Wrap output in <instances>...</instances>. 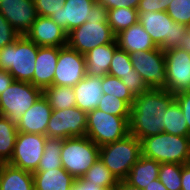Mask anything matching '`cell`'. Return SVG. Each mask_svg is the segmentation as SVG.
I'll return each mask as SVG.
<instances>
[{
  "mask_svg": "<svg viewBox=\"0 0 190 190\" xmlns=\"http://www.w3.org/2000/svg\"><path fill=\"white\" fill-rule=\"evenodd\" d=\"M175 95L163 88H149L131 106L129 132L139 141L164 131L165 111Z\"/></svg>",
  "mask_w": 190,
  "mask_h": 190,
  "instance_id": "6da1fadb",
  "label": "cell"
},
{
  "mask_svg": "<svg viewBox=\"0 0 190 190\" xmlns=\"http://www.w3.org/2000/svg\"><path fill=\"white\" fill-rule=\"evenodd\" d=\"M38 45L21 35L14 43L0 49V69L8 70L16 81L33 85Z\"/></svg>",
  "mask_w": 190,
  "mask_h": 190,
  "instance_id": "7a4b0ae2",
  "label": "cell"
},
{
  "mask_svg": "<svg viewBox=\"0 0 190 190\" xmlns=\"http://www.w3.org/2000/svg\"><path fill=\"white\" fill-rule=\"evenodd\" d=\"M141 155L159 163L188 164L190 136L160 133L140 140Z\"/></svg>",
  "mask_w": 190,
  "mask_h": 190,
  "instance_id": "3957f363",
  "label": "cell"
},
{
  "mask_svg": "<svg viewBox=\"0 0 190 190\" xmlns=\"http://www.w3.org/2000/svg\"><path fill=\"white\" fill-rule=\"evenodd\" d=\"M138 22L164 51L181 47L186 39L187 26L173 21L166 11L138 12Z\"/></svg>",
  "mask_w": 190,
  "mask_h": 190,
  "instance_id": "277c9868",
  "label": "cell"
},
{
  "mask_svg": "<svg viewBox=\"0 0 190 190\" xmlns=\"http://www.w3.org/2000/svg\"><path fill=\"white\" fill-rule=\"evenodd\" d=\"M116 35L107 23L106 12L98 10L85 23L67 34V45L81 54L95 47L110 44Z\"/></svg>",
  "mask_w": 190,
  "mask_h": 190,
  "instance_id": "5b68a950",
  "label": "cell"
},
{
  "mask_svg": "<svg viewBox=\"0 0 190 190\" xmlns=\"http://www.w3.org/2000/svg\"><path fill=\"white\" fill-rule=\"evenodd\" d=\"M141 156V143L128 134L126 137L100 147L99 158L118 181L125 180Z\"/></svg>",
  "mask_w": 190,
  "mask_h": 190,
  "instance_id": "8992f818",
  "label": "cell"
},
{
  "mask_svg": "<svg viewBox=\"0 0 190 190\" xmlns=\"http://www.w3.org/2000/svg\"><path fill=\"white\" fill-rule=\"evenodd\" d=\"M100 147L87 136L63 139L62 167L75 179L81 177L99 158Z\"/></svg>",
  "mask_w": 190,
  "mask_h": 190,
  "instance_id": "52a82bcc",
  "label": "cell"
},
{
  "mask_svg": "<svg viewBox=\"0 0 190 190\" xmlns=\"http://www.w3.org/2000/svg\"><path fill=\"white\" fill-rule=\"evenodd\" d=\"M129 118L115 116L99 109L87 113L86 136L99 147L126 137Z\"/></svg>",
  "mask_w": 190,
  "mask_h": 190,
  "instance_id": "ba28073f",
  "label": "cell"
},
{
  "mask_svg": "<svg viewBox=\"0 0 190 190\" xmlns=\"http://www.w3.org/2000/svg\"><path fill=\"white\" fill-rule=\"evenodd\" d=\"M43 95L30 82L16 81L0 94V115L17 123L22 115Z\"/></svg>",
  "mask_w": 190,
  "mask_h": 190,
  "instance_id": "9c48e42d",
  "label": "cell"
},
{
  "mask_svg": "<svg viewBox=\"0 0 190 190\" xmlns=\"http://www.w3.org/2000/svg\"><path fill=\"white\" fill-rule=\"evenodd\" d=\"M133 68L149 88H165L167 74L164 50L160 47L130 54Z\"/></svg>",
  "mask_w": 190,
  "mask_h": 190,
  "instance_id": "30bf717a",
  "label": "cell"
},
{
  "mask_svg": "<svg viewBox=\"0 0 190 190\" xmlns=\"http://www.w3.org/2000/svg\"><path fill=\"white\" fill-rule=\"evenodd\" d=\"M87 113L78 107L53 110L46 129L47 138L86 136Z\"/></svg>",
  "mask_w": 190,
  "mask_h": 190,
  "instance_id": "8fae6325",
  "label": "cell"
},
{
  "mask_svg": "<svg viewBox=\"0 0 190 190\" xmlns=\"http://www.w3.org/2000/svg\"><path fill=\"white\" fill-rule=\"evenodd\" d=\"M46 139L45 135L18 132L14 152L8 164L35 172L43 156Z\"/></svg>",
  "mask_w": 190,
  "mask_h": 190,
  "instance_id": "7c38bea8",
  "label": "cell"
},
{
  "mask_svg": "<svg viewBox=\"0 0 190 190\" xmlns=\"http://www.w3.org/2000/svg\"><path fill=\"white\" fill-rule=\"evenodd\" d=\"M167 85L164 89L177 95L190 91V52L181 47L164 51Z\"/></svg>",
  "mask_w": 190,
  "mask_h": 190,
  "instance_id": "4fadbf2b",
  "label": "cell"
},
{
  "mask_svg": "<svg viewBox=\"0 0 190 190\" xmlns=\"http://www.w3.org/2000/svg\"><path fill=\"white\" fill-rule=\"evenodd\" d=\"M87 74L85 55L68 45L59 47V57L55 69V86H75Z\"/></svg>",
  "mask_w": 190,
  "mask_h": 190,
  "instance_id": "5bb4252c",
  "label": "cell"
},
{
  "mask_svg": "<svg viewBox=\"0 0 190 190\" xmlns=\"http://www.w3.org/2000/svg\"><path fill=\"white\" fill-rule=\"evenodd\" d=\"M99 10L96 0H66L64 6L50 18L68 34L85 23Z\"/></svg>",
  "mask_w": 190,
  "mask_h": 190,
  "instance_id": "9a60e30c",
  "label": "cell"
},
{
  "mask_svg": "<svg viewBox=\"0 0 190 190\" xmlns=\"http://www.w3.org/2000/svg\"><path fill=\"white\" fill-rule=\"evenodd\" d=\"M0 13L20 35H26L38 16L34 0H2Z\"/></svg>",
  "mask_w": 190,
  "mask_h": 190,
  "instance_id": "2e32d148",
  "label": "cell"
},
{
  "mask_svg": "<svg viewBox=\"0 0 190 190\" xmlns=\"http://www.w3.org/2000/svg\"><path fill=\"white\" fill-rule=\"evenodd\" d=\"M39 47H63L67 45V33L50 17L37 16L25 35Z\"/></svg>",
  "mask_w": 190,
  "mask_h": 190,
  "instance_id": "e0dca14e",
  "label": "cell"
},
{
  "mask_svg": "<svg viewBox=\"0 0 190 190\" xmlns=\"http://www.w3.org/2000/svg\"><path fill=\"white\" fill-rule=\"evenodd\" d=\"M53 109L42 95L16 123L17 131L46 136V129Z\"/></svg>",
  "mask_w": 190,
  "mask_h": 190,
  "instance_id": "ac0fdd59",
  "label": "cell"
},
{
  "mask_svg": "<svg viewBox=\"0 0 190 190\" xmlns=\"http://www.w3.org/2000/svg\"><path fill=\"white\" fill-rule=\"evenodd\" d=\"M59 47H38L33 85L44 90L53 84Z\"/></svg>",
  "mask_w": 190,
  "mask_h": 190,
  "instance_id": "d6986e66",
  "label": "cell"
},
{
  "mask_svg": "<svg viewBox=\"0 0 190 190\" xmlns=\"http://www.w3.org/2000/svg\"><path fill=\"white\" fill-rule=\"evenodd\" d=\"M76 107L82 111L89 113L98 108L99 102L103 95L102 77L85 75L75 86Z\"/></svg>",
  "mask_w": 190,
  "mask_h": 190,
  "instance_id": "ffe728a7",
  "label": "cell"
},
{
  "mask_svg": "<svg viewBox=\"0 0 190 190\" xmlns=\"http://www.w3.org/2000/svg\"><path fill=\"white\" fill-rule=\"evenodd\" d=\"M115 40L118 48L129 54L158 48L139 22L120 31Z\"/></svg>",
  "mask_w": 190,
  "mask_h": 190,
  "instance_id": "44dd1931",
  "label": "cell"
},
{
  "mask_svg": "<svg viewBox=\"0 0 190 190\" xmlns=\"http://www.w3.org/2000/svg\"><path fill=\"white\" fill-rule=\"evenodd\" d=\"M35 190H70L76 179L63 167L33 172Z\"/></svg>",
  "mask_w": 190,
  "mask_h": 190,
  "instance_id": "7402d4cb",
  "label": "cell"
},
{
  "mask_svg": "<svg viewBox=\"0 0 190 190\" xmlns=\"http://www.w3.org/2000/svg\"><path fill=\"white\" fill-rule=\"evenodd\" d=\"M117 49L118 44L115 40L113 43L95 47L84 54L87 75L103 77L108 74L113 55Z\"/></svg>",
  "mask_w": 190,
  "mask_h": 190,
  "instance_id": "603a6c76",
  "label": "cell"
},
{
  "mask_svg": "<svg viewBox=\"0 0 190 190\" xmlns=\"http://www.w3.org/2000/svg\"><path fill=\"white\" fill-rule=\"evenodd\" d=\"M160 163L143 155L132 166L125 181L132 186L145 189L152 180L158 179Z\"/></svg>",
  "mask_w": 190,
  "mask_h": 190,
  "instance_id": "cb8c5ba5",
  "label": "cell"
},
{
  "mask_svg": "<svg viewBox=\"0 0 190 190\" xmlns=\"http://www.w3.org/2000/svg\"><path fill=\"white\" fill-rule=\"evenodd\" d=\"M0 190H35L33 173L4 163L0 168Z\"/></svg>",
  "mask_w": 190,
  "mask_h": 190,
  "instance_id": "d4e9b609",
  "label": "cell"
},
{
  "mask_svg": "<svg viewBox=\"0 0 190 190\" xmlns=\"http://www.w3.org/2000/svg\"><path fill=\"white\" fill-rule=\"evenodd\" d=\"M17 134L16 123L0 115V160L3 163H8L12 158Z\"/></svg>",
  "mask_w": 190,
  "mask_h": 190,
  "instance_id": "484cf974",
  "label": "cell"
},
{
  "mask_svg": "<svg viewBox=\"0 0 190 190\" xmlns=\"http://www.w3.org/2000/svg\"><path fill=\"white\" fill-rule=\"evenodd\" d=\"M43 96L48 100L53 110H61L76 106L75 92L70 86L46 87L43 90Z\"/></svg>",
  "mask_w": 190,
  "mask_h": 190,
  "instance_id": "4316f807",
  "label": "cell"
},
{
  "mask_svg": "<svg viewBox=\"0 0 190 190\" xmlns=\"http://www.w3.org/2000/svg\"><path fill=\"white\" fill-rule=\"evenodd\" d=\"M182 109L178 102L174 100L165 111L163 133L179 136H190L187 123Z\"/></svg>",
  "mask_w": 190,
  "mask_h": 190,
  "instance_id": "83f0119b",
  "label": "cell"
},
{
  "mask_svg": "<svg viewBox=\"0 0 190 190\" xmlns=\"http://www.w3.org/2000/svg\"><path fill=\"white\" fill-rule=\"evenodd\" d=\"M105 12L107 23L115 35L138 22V10L134 8H113Z\"/></svg>",
  "mask_w": 190,
  "mask_h": 190,
  "instance_id": "f1b7e54d",
  "label": "cell"
},
{
  "mask_svg": "<svg viewBox=\"0 0 190 190\" xmlns=\"http://www.w3.org/2000/svg\"><path fill=\"white\" fill-rule=\"evenodd\" d=\"M84 182H91L98 187L114 188L118 180L112 172L104 165L100 158L81 177Z\"/></svg>",
  "mask_w": 190,
  "mask_h": 190,
  "instance_id": "f546056e",
  "label": "cell"
},
{
  "mask_svg": "<svg viewBox=\"0 0 190 190\" xmlns=\"http://www.w3.org/2000/svg\"><path fill=\"white\" fill-rule=\"evenodd\" d=\"M63 139L47 138L44 146V153L36 171H46V169L62 168L61 150Z\"/></svg>",
  "mask_w": 190,
  "mask_h": 190,
  "instance_id": "4dcf8cb0",
  "label": "cell"
},
{
  "mask_svg": "<svg viewBox=\"0 0 190 190\" xmlns=\"http://www.w3.org/2000/svg\"><path fill=\"white\" fill-rule=\"evenodd\" d=\"M103 94H110L126 101L130 106L133 105L135 97L121 79L106 74L102 77Z\"/></svg>",
  "mask_w": 190,
  "mask_h": 190,
  "instance_id": "1f68e13d",
  "label": "cell"
},
{
  "mask_svg": "<svg viewBox=\"0 0 190 190\" xmlns=\"http://www.w3.org/2000/svg\"><path fill=\"white\" fill-rule=\"evenodd\" d=\"M182 164L160 163L158 179L168 190H181Z\"/></svg>",
  "mask_w": 190,
  "mask_h": 190,
  "instance_id": "d6a6232c",
  "label": "cell"
},
{
  "mask_svg": "<svg viewBox=\"0 0 190 190\" xmlns=\"http://www.w3.org/2000/svg\"><path fill=\"white\" fill-rule=\"evenodd\" d=\"M97 109L115 116L130 117L131 106L114 95L103 94Z\"/></svg>",
  "mask_w": 190,
  "mask_h": 190,
  "instance_id": "836d02e7",
  "label": "cell"
},
{
  "mask_svg": "<svg viewBox=\"0 0 190 190\" xmlns=\"http://www.w3.org/2000/svg\"><path fill=\"white\" fill-rule=\"evenodd\" d=\"M132 69L130 54L118 48L113 55L108 74L121 79L132 72Z\"/></svg>",
  "mask_w": 190,
  "mask_h": 190,
  "instance_id": "e575fe53",
  "label": "cell"
},
{
  "mask_svg": "<svg viewBox=\"0 0 190 190\" xmlns=\"http://www.w3.org/2000/svg\"><path fill=\"white\" fill-rule=\"evenodd\" d=\"M166 12L173 21L190 26V0H172Z\"/></svg>",
  "mask_w": 190,
  "mask_h": 190,
  "instance_id": "d590c367",
  "label": "cell"
},
{
  "mask_svg": "<svg viewBox=\"0 0 190 190\" xmlns=\"http://www.w3.org/2000/svg\"><path fill=\"white\" fill-rule=\"evenodd\" d=\"M121 81L128 87L134 97L139 96L149 89L141 75L134 68L132 72L123 76Z\"/></svg>",
  "mask_w": 190,
  "mask_h": 190,
  "instance_id": "8d00e7d4",
  "label": "cell"
},
{
  "mask_svg": "<svg viewBox=\"0 0 190 190\" xmlns=\"http://www.w3.org/2000/svg\"><path fill=\"white\" fill-rule=\"evenodd\" d=\"M21 35L10 25L0 13V49L14 43Z\"/></svg>",
  "mask_w": 190,
  "mask_h": 190,
  "instance_id": "74e56055",
  "label": "cell"
},
{
  "mask_svg": "<svg viewBox=\"0 0 190 190\" xmlns=\"http://www.w3.org/2000/svg\"><path fill=\"white\" fill-rule=\"evenodd\" d=\"M66 0H34L37 15L50 17L64 6Z\"/></svg>",
  "mask_w": 190,
  "mask_h": 190,
  "instance_id": "f35d334b",
  "label": "cell"
},
{
  "mask_svg": "<svg viewBox=\"0 0 190 190\" xmlns=\"http://www.w3.org/2000/svg\"><path fill=\"white\" fill-rule=\"evenodd\" d=\"M100 10L107 11L113 8H134L137 9L140 0H96Z\"/></svg>",
  "mask_w": 190,
  "mask_h": 190,
  "instance_id": "ab89813d",
  "label": "cell"
},
{
  "mask_svg": "<svg viewBox=\"0 0 190 190\" xmlns=\"http://www.w3.org/2000/svg\"><path fill=\"white\" fill-rule=\"evenodd\" d=\"M172 0H140L138 12L166 11Z\"/></svg>",
  "mask_w": 190,
  "mask_h": 190,
  "instance_id": "60d3db41",
  "label": "cell"
},
{
  "mask_svg": "<svg viewBox=\"0 0 190 190\" xmlns=\"http://www.w3.org/2000/svg\"><path fill=\"white\" fill-rule=\"evenodd\" d=\"M175 100L180 105L183 115L185 117V121L187 123V127L190 132V91L182 92L175 95Z\"/></svg>",
  "mask_w": 190,
  "mask_h": 190,
  "instance_id": "b9f144b4",
  "label": "cell"
},
{
  "mask_svg": "<svg viewBox=\"0 0 190 190\" xmlns=\"http://www.w3.org/2000/svg\"><path fill=\"white\" fill-rule=\"evenodd\" d=\"M14 81L13 76L8 72V70L0 69V94L5 91L8 86H10Z\"/></svg>",
  "mask_w": 190,
  "mask_h": 190,
  "instance_id": "7bdbcfd3",
  "label": "cell"
},
{
  "mask_svg": "<svg viewBox=\"0 0 190 190\" xmlns=\"http://www.w3.org/2000/svg\"><path fill=\"white\" fill-rule=\"evenodd\" d=\"M181 190H190V163L183 164L181 173Z\"/></svg>",
  "mask_w": 190,
  "mask_h": 190,
  "instance_id": "ee69618b",
  "label": "cell"
},
{
  "mask_svg": "<svg viewBox=\"0 0 190 190\" xmlns=\"http://www.w3.org/2000/svg\"><path fill=\"white\" fill-rule=\"evenodd\" d=\"M114 190H144L139 187H135L127 183L125 180L118 181L117 185L114 187Z\"/></svg>",
  "mask_w": 190,
  "mask_h": 190,
  "instance_id": "f6af8a7d",
  "label": "cell"
},
{
  "mask_svg": "<svg viewBox=\"0 0 190 190\" xmlns=\"http://www.w3.org/2000/svg\"><path fill=\"white\" fill-rule=\"evenodd\" d=\"M144 190H168L165 185L159 179L152 180L149 186H146Z\"/></svg>",
  "mask_w": 190,
  "mask_h": 190,
  "instance_id": "bcb514c9",
  "label": "cell"
},
{
  "mask_svg": "<svg viewBox=\"0 0 190 190\" xmlns=\"http://www.w3.org/2000/svg\"><path fill=\"white\" fill-rule=\"evenodd\" d=\"M181 48H183L187 52H190V26H187L186 39L182 44Z\"/></svg>",
  "mask_w": 190,
  "mask_h": 190,
  "instance_id": "7dc6e473",
  "label": "cell"
},
{
  "mask_svg": "<svg viewBox=\"0 0 190 190\" xmlns=\"http://www.w3.org/2000/svg\"><path fill=\"white\" fill-rule=\"evenodd\" d=\"M70 190H86V182L82 181L81 179H76L75 184Z\"/></svg>",
  "mask_w": 190,
  "mask_h": 190,
  "instance_id": "c3c4849f",
  "label": "cell"
},
{
  "mask_svg": "<svg viewBox=\"0 0 190 190\" xmlns=\"http://www.w3.org/2000/svg\"><path fill=\"white\" fill-rule=\"evenodd\" d=\"M86 190H114V188L98 187L94 183L86 182Z\"/></svg>",
  "mask_w": 190,
  "mask_h": 190,
  "instance_id": "681fc988",
  "label": "cell"
},
{
  "mask_svg": "<svg viewBox=\"0 0 190 190\" xmlns=\"http://www.w3.org/2000/svg\"><path fill=\"white\" fill-rule=\"evenodd\" d=\"M3 164H4V163L0 160V168L2 167Z\"/></svg>",
  "mask_w": 190,
  "mask_h": 190,
  "instance_id": "f907efd6",
  "label": "cell"
}]
</instances>
